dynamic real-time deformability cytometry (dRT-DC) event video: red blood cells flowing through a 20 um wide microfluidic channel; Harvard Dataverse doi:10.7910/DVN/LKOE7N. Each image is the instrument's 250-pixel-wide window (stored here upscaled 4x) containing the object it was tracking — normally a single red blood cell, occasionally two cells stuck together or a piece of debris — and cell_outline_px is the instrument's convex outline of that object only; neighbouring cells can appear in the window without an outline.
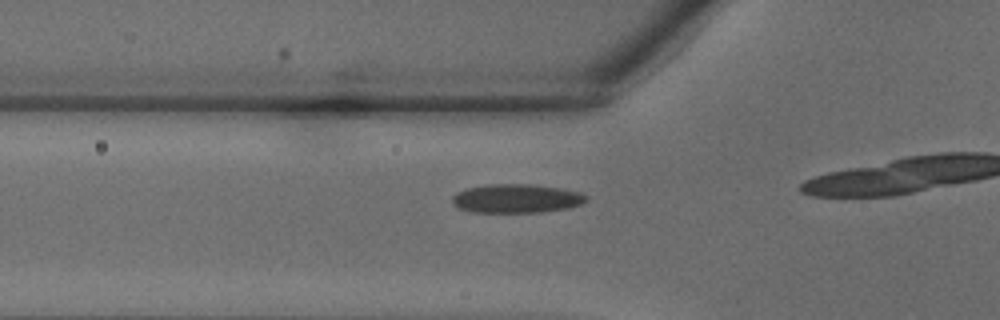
{"species": "common noctule bat (a hibernating species)", "species_latin": "Nyctalus noctula", "temperature_condition": "warm", "stored_images_in_passage": 13, "camera_frame_rate_fps": 3000, "um_per_image_px": 0.085, "animal": {"sex": "male", "body_mass_g": 18.8}, "frame": {"image": 1, "passage_image": 10, "time_ms": 3.0, "image_size_px": [1000, 320], "cell_outline_px": [[588, 200], [580, 204], [568, 208], [540, 212], [472, 212], [460, 208], [452, 204], [452, 196], [456, 192], [464, 188], [488, 184], [532, 184], [560, 188], [580, 192], [588, 196]], "centroid_in_image_um": [43.88, 16.86], "position_along_channel_um": 81.9, "area_um2": 22.66}}